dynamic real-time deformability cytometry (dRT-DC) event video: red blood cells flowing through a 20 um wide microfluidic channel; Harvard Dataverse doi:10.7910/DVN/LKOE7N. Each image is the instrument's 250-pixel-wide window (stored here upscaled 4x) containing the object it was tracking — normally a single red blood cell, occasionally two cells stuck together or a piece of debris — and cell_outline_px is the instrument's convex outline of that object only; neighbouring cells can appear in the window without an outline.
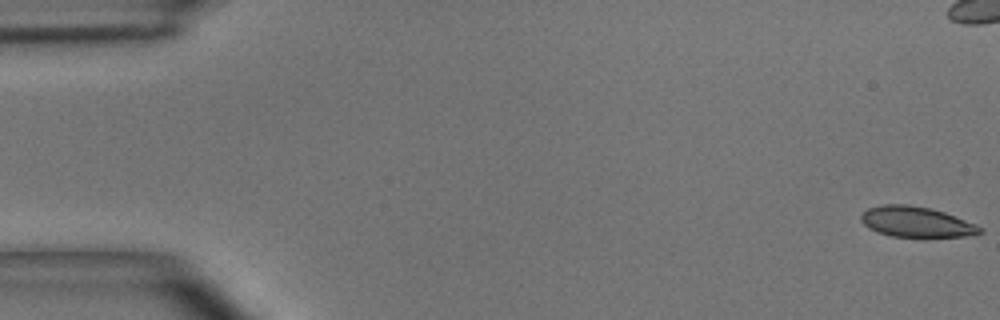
{"species": "common noctule bat (a hibernating species)", "species_latin": "Nyctalus noctula", "temperature_condition": "room temperature", "stored_images_in_passage": 5, "camera_frame_rate_fps": 3000, "um_per_image_px": 0.085, "animal": {"sex": "male", "body_mass_g": 15.6}, "frame": {"image": 1, "passage_image": 1, "time_ms": 0.0, "image_size_px": [1000, 320], "cell_outline_px": [[984, 232], [976, 236], [892, 236], [868, 228], [860, 220], [860, 216], [868, 208], [884, 204], [908, 204], [932, 208], [944, 212], [976, 224], [984, 228]], "centroid_in_image_um": [77.93, 18.85], "position_along_channel_um": 7.1, "area_um2": 21.1}}
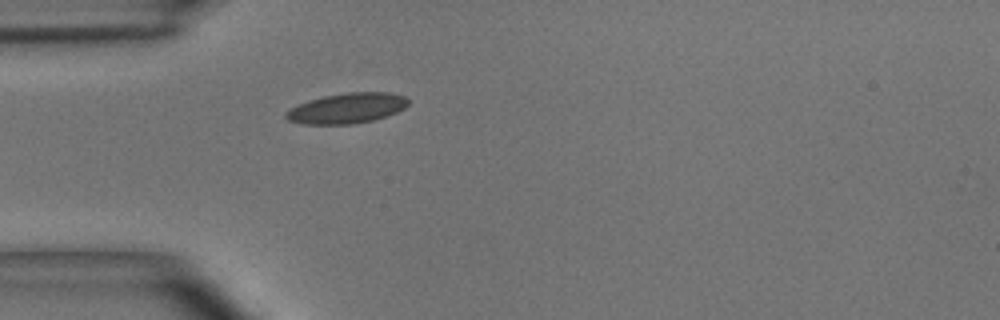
{"frame": {"image": 2, "passage_image": 5, "time_ms": 1.333, "image_size_px": [1000, 320], "cell_outline_px": [[408, 104], [404, 108], [396, 112], [372, 120], [352, 124], [300, 124], [288, 120], [284, 116], [284, 112], [308, 100], [324, 96], [348, 92], [392, 92], [404, 96], [408, 100]], "centroid_in_image_um": [29.47, 9.19], "position_along_channel_um": 55.5, "area_um2": 21.5}}